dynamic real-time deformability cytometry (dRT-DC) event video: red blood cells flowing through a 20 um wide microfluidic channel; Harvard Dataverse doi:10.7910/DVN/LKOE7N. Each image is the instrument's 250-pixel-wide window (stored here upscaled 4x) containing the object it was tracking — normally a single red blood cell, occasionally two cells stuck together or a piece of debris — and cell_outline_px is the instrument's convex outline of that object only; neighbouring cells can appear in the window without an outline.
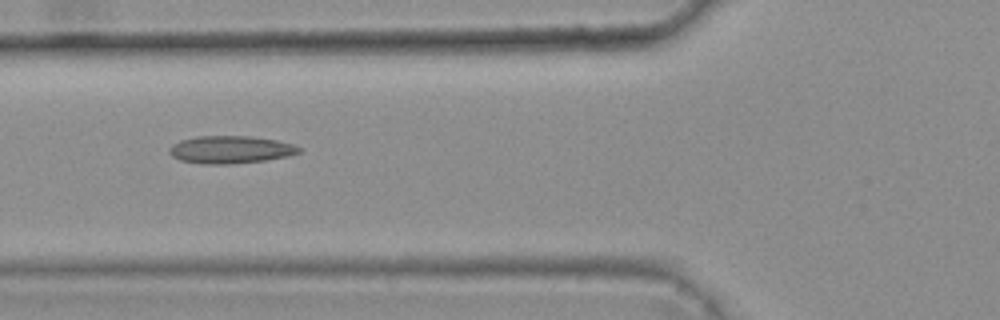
{"species": "common noctule bat (a hibernating species)", "species_latin": "Nyctalus noctula", "temperature_condition": "warm", "stored_images_in_passage": 7, "camera_frame_rate_fps": 3000, "um_per_image_px": 0.085, "animal": {"sex": "female", "body_mass_g": 25.1}, "frame": {"image": 1, "passage_image": 6, "time_ms": 1.667, "image_size_px": [1000, 320], "cell_outline_px": [[300, 152], [288, 156], [268, 160], [232, 164], [200, 164], [180, 160], [172, 156], [168, 152], [168, 148], [172, 144], [180, 140], [196, 136], [252, 136], [276, 140], [292, 144], [300, 148]], "centroid_in_image_um": [19.55, 12.72], "position_along_channel_um": 106.2, "area_um2": 21.04}}
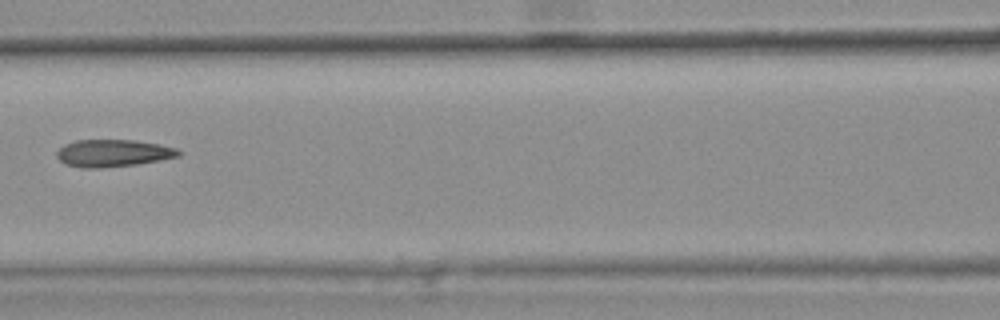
{"frame": {"image": 2, "passage_image": 7, "time_ms": 2.0, "image_size_px": [1000, 320], "cell_outline_px": [[180, 156], [160, 160], [136, 164], [104, 168], [80, 168], [64, 164], [56, 156], [56, 152], [64, 144], [76, 140], [132, 140], [160, 144], [176, 148], [180, 152]], "centroid_in_image_um": [9.58, 13.02], "position_along_channel_um": 157.0, "area_um2": 19.42}}